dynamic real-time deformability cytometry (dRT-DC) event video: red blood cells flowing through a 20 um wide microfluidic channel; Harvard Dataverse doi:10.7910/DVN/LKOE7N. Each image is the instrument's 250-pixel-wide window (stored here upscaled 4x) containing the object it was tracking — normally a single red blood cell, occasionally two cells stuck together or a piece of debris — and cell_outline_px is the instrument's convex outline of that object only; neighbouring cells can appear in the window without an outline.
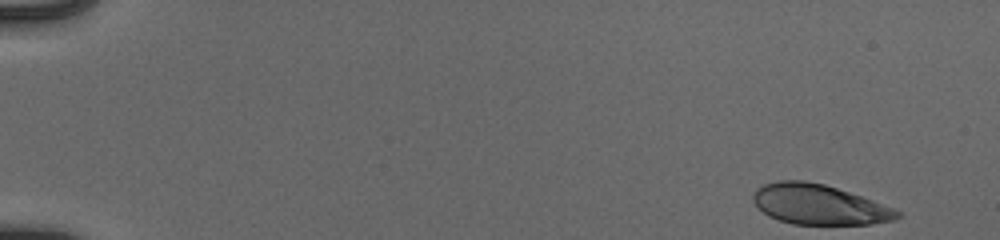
{"species": "human", "species_latin": "Homo sapiens", "temperature_condition": "cold", "stored_images_in_passage": 51, "camera_frame_rate_fps": 3000, "um_per_image_px": 0.085, "donor": {"sex": "male"}, "frame": {"image": 1, "passage_image": 1, "time_ms": 0.0, "image_size_px": [1000, 240], "cell_outline_px": [[904, 216], [896, 220], [868, 224], [792, 224], [768, 216], [752, 200], [752, 196], [756, 188], [764, 184], [780, 180], [804, 180], [824, 184], [872, 200], [892, 208], [900, 212]], "centroid_in_image_um": [69.61, 17.38], "position_along_channel_um": 15.4, "area_um2": 33.47}}
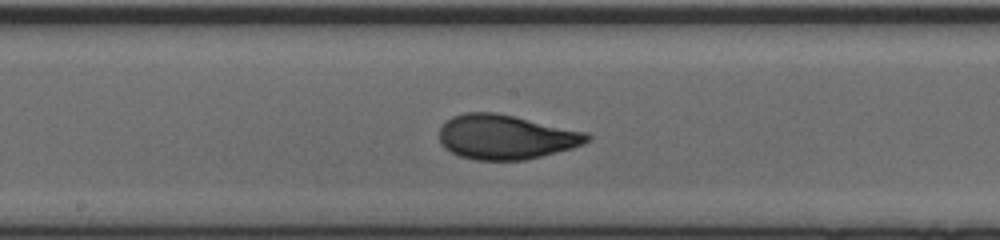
{"frame": {"image": 2, "passage_image": 28, "time_ms": 9.0, "image_size_px": [1000, 240], "cell_outline_px": [[592, 140], [584, 144], [572, 148], [524, 160], [476, 160], [460, 156], [444, 148], [440, 144], [440, 128], [452, 116], [464, 112], [496, 112], [516, 116], [588, 132], [592, 136]], "centroid_in_image_um": [43.02, 11.63], "position_along_channel_um": 205.2, "area_um2": 38.61}}
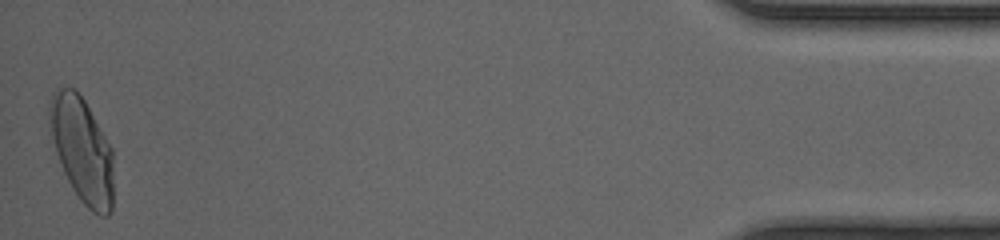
{"frame": {"image": 3, "passage_image": 51, "time_ms": 16.667, "image_size_px": [1000, 240], "cell_outline_px": [[112, 212], [108, 216], [100, 216], [92, 212], [80, 200], [72, 188], [64, 172], [56, 152], [48, 124], [48, 104], [52, 92], [56, 88], [72, 88], [84, 100], [112, 148]], "centroid_in_image_um": [6.95, 12.74], "position_along_channel_um": 428.2, "area_um2": 39.02}, "authors_computed_cell_mechanics": {"area_um2": 37.281, "velocity_mm_per_s": 3.9325, "shape_relaxation_time_tau1_ms": 4.3219, "shape_relaxation_time_tau2_ms": null, "deformation_change_tau1": 0.2014, "deformation_change_tau2": null}}